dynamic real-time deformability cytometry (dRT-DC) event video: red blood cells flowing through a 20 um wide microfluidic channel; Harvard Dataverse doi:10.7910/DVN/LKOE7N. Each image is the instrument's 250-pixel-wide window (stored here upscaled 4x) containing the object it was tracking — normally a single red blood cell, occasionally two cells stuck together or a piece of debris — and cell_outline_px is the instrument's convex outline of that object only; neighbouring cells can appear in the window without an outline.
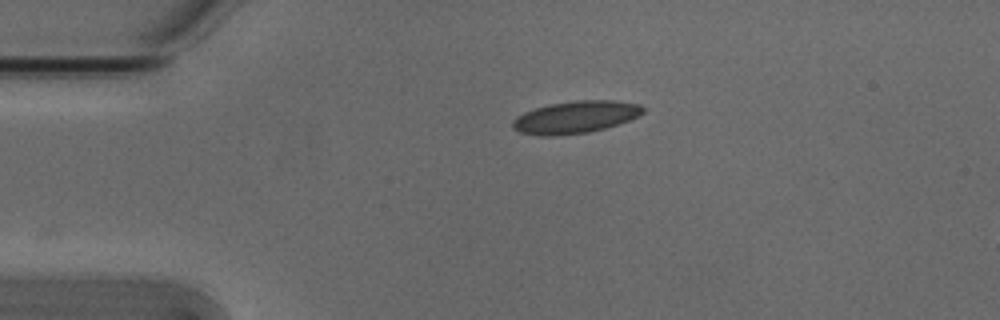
{"species": "Egyptian fruit bat (a non-hibernating species)", "species_latin": "Rousettus aegyptiacus", "temperature_condition": "cold", "stored_images_in_passage": 3, "segment_of_instrument_passage": [1, 2], "camera_frame_rate_fps": 3000, "um_per_image_px": 0.085, "animal": {"sex": "male"}, "frame": {"image": 1, "passage_image": 1, "time_ms": 0.0, "image_size_px": [1000, 320], "cell_outline_px": [[644, 112], [628, 120], [604, 128], [588, 132], [556, 136], [540, 136], [520, 132], [512, 128], [512, 120], [516, 116], [524, 112], [536, 108], [552, 104], [576, 100], [616, 100], [640, 104], [644, 108]], "centroid_in_image_um": [48.88, 9.96], "position_along_channel_um": 36.1, "area_um2": 24.39}}